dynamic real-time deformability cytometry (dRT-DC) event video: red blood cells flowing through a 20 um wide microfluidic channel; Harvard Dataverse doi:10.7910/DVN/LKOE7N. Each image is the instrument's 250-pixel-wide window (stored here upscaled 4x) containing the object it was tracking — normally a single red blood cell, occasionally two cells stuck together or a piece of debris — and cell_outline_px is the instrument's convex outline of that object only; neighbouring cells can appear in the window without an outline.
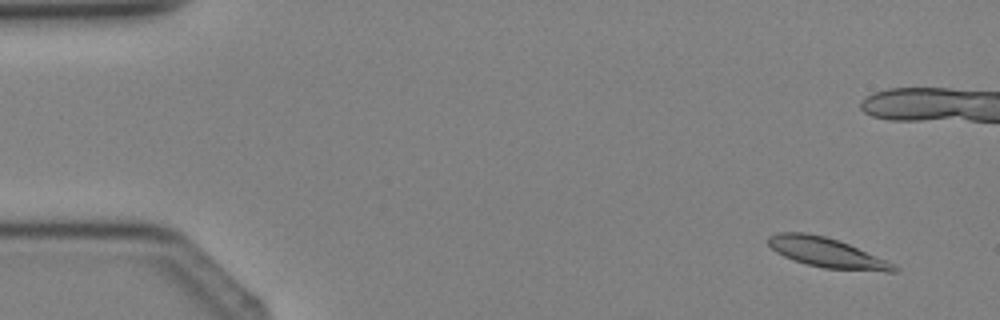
{"species": "Egyptian fruit bat (a non-hibernating species)", "species_latin": "Rousettus aegyptiacus", "temperature_condition": "cold", "stored_images_in_passage": 4, "camera_frame_rate_fps": 3000, "um_per_image_px": 0.085, "animal": {"sex": "female"}, "frame": {"image": 1, "passage_image": 1, "time_ms": 0.0, "image_size_px": [1000, 320], "cell_outline_px": [[900, 272], [884, 272], [824, 268], [792, 260], [776, 252], [768, 244], [768, 236], [776, 232], [804, 232], [824, 236], [848, 244], [888, 260], [896, 264], [900, 268]], "centroid_in_image_um": [70.33, 21.49], "position_along_channel_um": 14.7, "area_um2": 21.91}}